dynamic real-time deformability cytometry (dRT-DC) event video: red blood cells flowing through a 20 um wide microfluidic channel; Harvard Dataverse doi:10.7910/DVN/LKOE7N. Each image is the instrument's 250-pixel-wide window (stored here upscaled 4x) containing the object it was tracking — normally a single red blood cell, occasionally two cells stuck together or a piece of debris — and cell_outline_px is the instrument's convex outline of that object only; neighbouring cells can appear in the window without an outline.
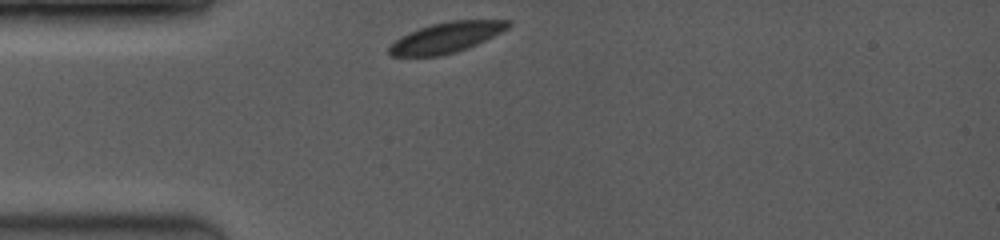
{"species": "common noctule bat (a hibernating species)", "species_latin": "Nyctalus noctula", "temperature_condition": "room temperature", "stored_images_in_passage": 26, "camera_frame_rate_fps": 3500, "um_per_image_px": 0.085, "animal": {"sex": "female", "body_mass_g": 19.0, "forearm_length_mm": 53.3}, "frame": {"image": 1, "passage_image": 1, "time_ms": 0.0, "image_size_px": [1000, 240], "cell_outline_px": [[512, 24], [508, 28], [476, 44], [456, 52], [440, 56], [392, 56], [388, 52], [388, 48], [396, 40], [408, 32], [432, 24], [448, 20], [512, 20]], "centroid_in_image_um": [37.93, 3.18], "position_along_channel_um": 47.1, "area_um2": 20.92}}
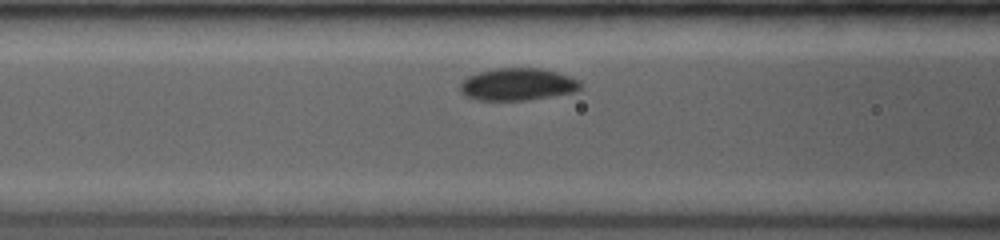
{"frame": {"image": 2, "passage_image": 14, "time_ms": 2.286, "image_size_px": [1000, 240], "cell_outline_px": [[580, 88], [576, 92], [528, 100], [480, 100], [468, 96], [460, 92], [460, 84], [468, 76], [480, 72], [496, 68], [540, 68], [572, 76], [580, 84]], "centroid_in_image_um": [44.01, 7.17], "position_along_channel_um": 122.6, "area_um2": 22.48}}
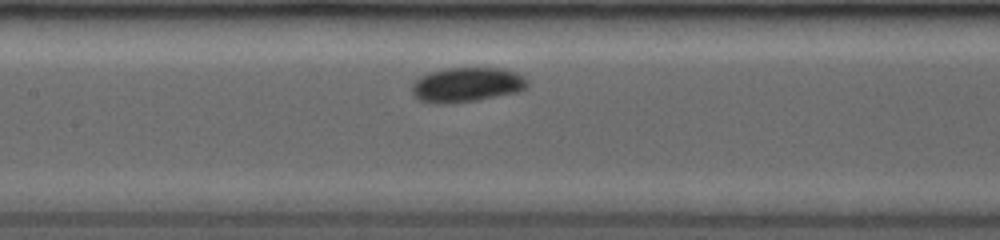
{"frame": {"image": 3, "passage_image": 21, "time_ms": 3.429, "image_size_px": [1000, 240], "cell_outline_px": [[528, 88], [516, 92], [476, 100], [452, 104], [428, 104], [412, 96], [412, 84], [420, 76], [444, 68], [500, 68], [516, 72], [524, 76], [528, 80]], "centroid_in_image_um": [39.65, 7.22], "position_along_channel_um": 167.7, "area_um2": 23.58}}